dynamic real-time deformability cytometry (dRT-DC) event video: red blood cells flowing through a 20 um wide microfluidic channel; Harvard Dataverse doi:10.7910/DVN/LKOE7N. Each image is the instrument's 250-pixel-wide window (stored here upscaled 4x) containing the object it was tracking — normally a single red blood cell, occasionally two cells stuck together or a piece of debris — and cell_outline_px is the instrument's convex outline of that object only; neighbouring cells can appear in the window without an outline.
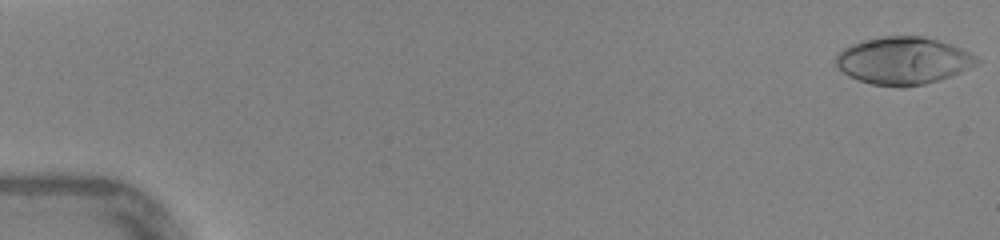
{"species": "human", "species_latin": "Homo sapiens", "temperature_condition": "warm", "stored_images_in_passage": 46, "camera_frame_rate_fps": 3000, "um_per_image_px": 0.085, "donor": {"sex": "female"}, "frame": {"image": 1, "passage_image": 1, "time_ms": 0.0, "image_size_px": [1000, 240], "cell_outline_px": [[980, 60], [976, 64], [960, 72], [940, 80], [924, 84], [872, 84], [848, 76], [836, 64], [836, 56], [844, 48], [852, 44], [864, 40], [884, 36], [920, 36], [936, 40], [960, 48], [976, 56]], "centroid_in_image_um": [76.77, 5.13], "position_along_channel_um": 8.2, "area_um2": 37.74}}
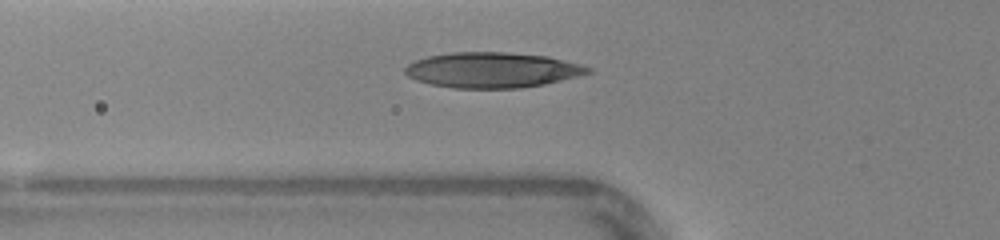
{"frame": {"image": 2, "passage_image": 17, "time_ms": 5.333, "image_size_px": [1000, 240], "cell_outline_px": [[592, 72], [544, 84], [520, 88], [452, 88], [432, 84], [416, 80], [408, 76], [404, 72], [404, 68], [408, 64], [416, 60], [428, 56], [452, 52], [508, 52], [548, 56], [580, 64], [592, 68]], "centroid_in_image_um": [41.83, 5.95], "position_along_channel_um": 84.0, "area_um2": 37.63}}
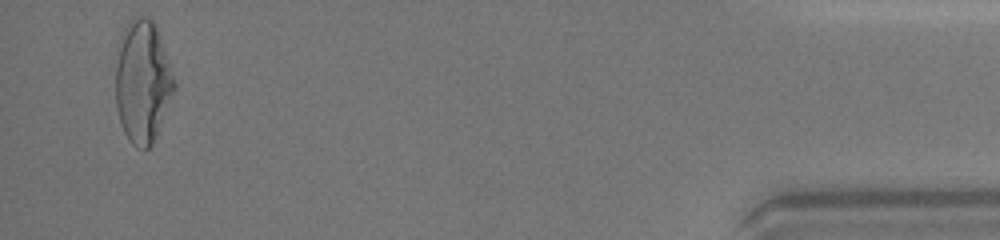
{"frame": {"image": 3, "passage_image": 45, "time_ms": 14.667, "image_size_px": [1000, 240], "cell_outline_px": [[176, 88], [152, 144], [144, 152], [136, 148], [128, 140], [124, 132], [120, 120], [116, 104], [116, 64], [120, 36], [124, 28], [136, 16], [148, 16], [156, 24], [176, 84]], "centroid_in_image_um": [12.12, 6.95], "position_along_channel_um": 423.1, "area_um2": 41.85}, "authors_computed_cell_mechanics": {"area_um2": 37.0787, "velocity_mm_per_s": 4.3832, "shape_relaxation_time_tau1_ms": 5.3428, "shape_relaxation_time_tau2_ms": 0.8065, "deformation_change_tau1": 0.2315, "deformation_change_tau2": 0.0713}}